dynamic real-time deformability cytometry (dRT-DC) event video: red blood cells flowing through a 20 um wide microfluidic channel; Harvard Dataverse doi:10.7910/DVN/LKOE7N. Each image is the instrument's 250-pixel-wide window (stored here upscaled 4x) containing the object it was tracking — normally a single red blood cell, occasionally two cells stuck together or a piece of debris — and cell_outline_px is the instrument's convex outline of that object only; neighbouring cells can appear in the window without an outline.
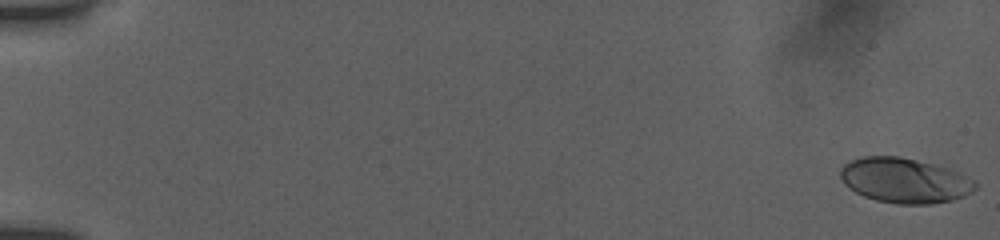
{"species": "human", "species_latin": "Homo sapiens", "temperature_condition": "room temperature", "stored_images_in_passage": 29, "camera_frame_rate_fps": 3000, "um_per_image_px": 0.085, "donor": {"sex": "female"}, "frame": {"image": 1, "passage_image": 1, "time_ms": 0.0, "image_size_px": [1000, 240], "cell_outline_px": [[976, 188], [972, 192], [964, 196], [952, 200], [928, 204], [896, 204], [876, 200], [864, 196], [848, 188], [844, 184], [840, 176], [840, 172], [844, 164], [852, 160], [864, 156], [896, 156], [916, 160], [948, 168], [960, 172], [976, 180]], "centroid_in_image_um": [76.91, 15.34], "position_along_channel_um": 8.1, "area_um2": 35.37}}
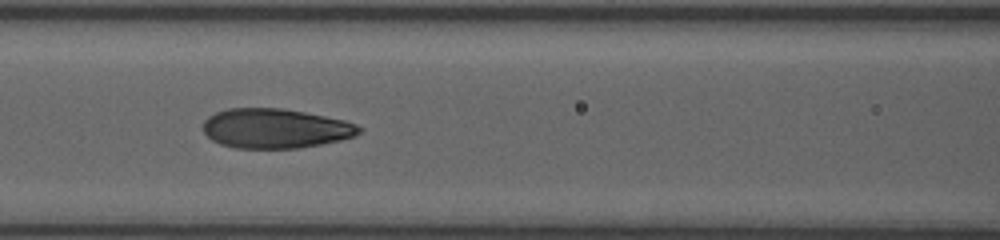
{"frame": {"image": 2, "passage_image": 21, "time_ms": 8.333, "image_size_px": [1000, 240], "cell_outline_px": [[364, 128], [360, 132], [352, 136], [340, 140], [320, 144], [296, 148], [236, 148], [220, 144], [212, 140], [204, 132], [204, 120], [208, 116], [216, 112], [228, 108], [284, 108], [344, 120], [356, 124]], "centroid_in_image_um": [23.39, 10.91], "position_along_channel_um": 143.2, "area_um2": 35.89}}
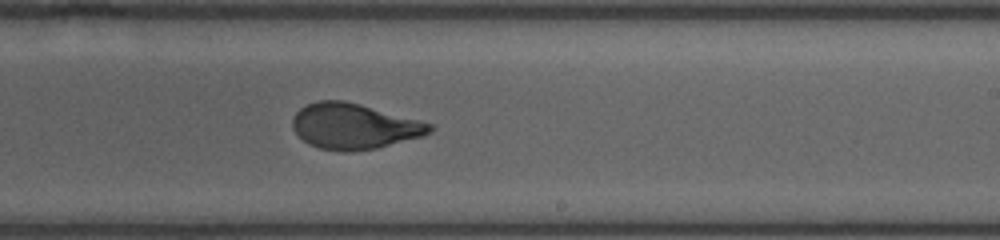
{"frame": {"image": 3, "passage_image": 29, "time_ms": 11.333, "image_size_px": [1000, 240], "cell_outline_px": [[436, 128], [432, 132], [424, 136], [376, 148], [344, 152], [320, 148], [308, 144], [292, 128], [292, 120], [296, 112], [300, 108], [316, 100], [344, 100], [360, 104], [420, 120], [432, 124]], "centroid_in_image_um": [30.11, 10.73], "position_along_channel_um": 258.9, "area_um2": 36.47}}